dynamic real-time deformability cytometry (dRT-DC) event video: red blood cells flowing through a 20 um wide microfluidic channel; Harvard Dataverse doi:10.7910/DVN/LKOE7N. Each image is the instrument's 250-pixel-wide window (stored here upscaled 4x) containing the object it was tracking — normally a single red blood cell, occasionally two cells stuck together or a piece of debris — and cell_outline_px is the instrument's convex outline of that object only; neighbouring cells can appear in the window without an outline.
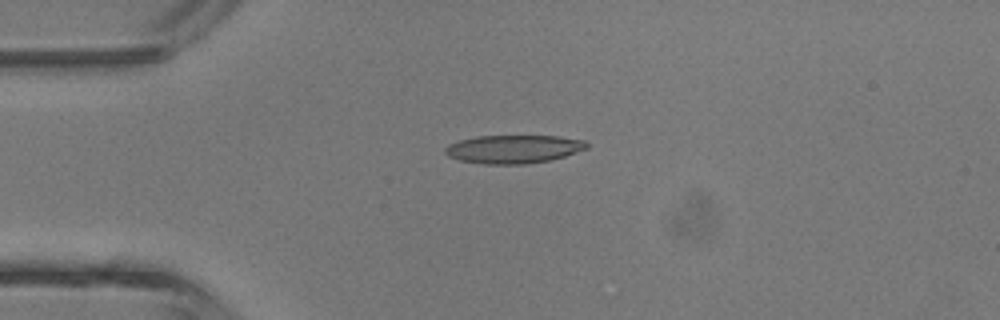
{"species": "common noctule bat (a hibernating species)", "species_latin": "Nyctalus noctula", "temperature_condition": "room temperature", "stored_images_in_passage": 3, "camera_frame_rate_fps": 3000, "um_per_image_px": 0.085, "animal": {"sex": "male", "body_mass_g": 13.3}, "frame": {"image": 1, "passage_image": 2, "time_ms": 2.0, "image_size_px": [1000, 320], "cell_outline_px": [[588, 148], [564, 156], [548, 160], [524, 164], [484, 164], [460, 160], [448, 156], [444, 152], [444, 148], [448, 144], [460, 140], [476, 136], [560, 136], [584, 140], [588, 144]], "centroid_in_image_um": [43.63, 12.66], "position_along_channel_um": 41.4, "area_um2": 23.29}}
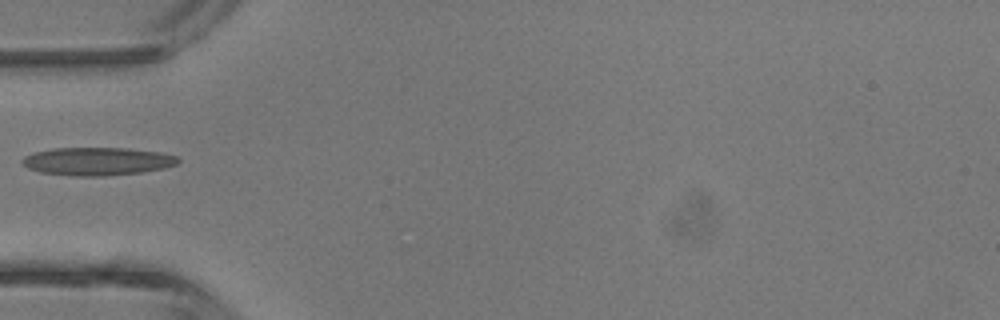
{"frame": {"image": 2, "passage_image": 3, "time_ms": 3.333, "image_size_px": [1000, 320], "cell_outline_px": [[180, 160], [176, 164], [164, 168], [140, 172], [104, 176], [72, 176], [40, 172], [28, 168], [20, 160], [24, 156], [36, 152], [52, 148], [128, 148], [164, 152], [176, 156]], "centroid_in_image_um": [8.28, 13.71], "position_along_channel_um": 76.7, "area_um2": 25.49}}